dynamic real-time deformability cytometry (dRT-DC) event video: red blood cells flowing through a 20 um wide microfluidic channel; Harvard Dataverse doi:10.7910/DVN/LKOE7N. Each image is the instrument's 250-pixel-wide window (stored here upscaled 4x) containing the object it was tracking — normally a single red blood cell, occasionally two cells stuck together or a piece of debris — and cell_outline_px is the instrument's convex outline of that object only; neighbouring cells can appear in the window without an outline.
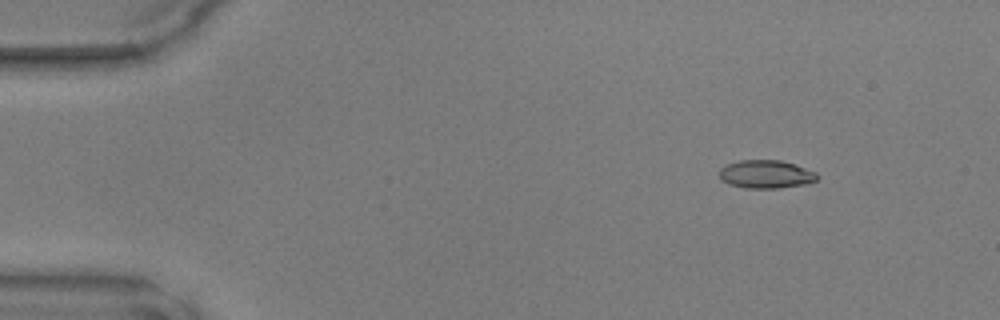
{"species": "common noctule bat (a hibernating species)", "species_latin": "Nyctalus noctula", "temperature_condition": "warm", "stored_images_in_passage": 14, "camera_frame_rate_fps": 3000, "um_per_image_px": 0.085, "animal": {"sex": "male", "body_mass_g": 17.9, "forearm_length_mm": 54.2}, "frame": {"image": 1, "passage_image": 5, "time_ms": 1.333, "image_size_px": [1000, 320], "cell_outline_px": [[820, 176], [816, 180], [804, 184], [780, 188], [744, 188], [728, 184], [720, 180], [720, 168], [728, 164], [740, 160], [780, 160], [796, 164], [816, 172]], "centroid_in_image_um": [65.11, 14.81], "position_along_channel_um": 19.9, "area_um2": 16.18}}
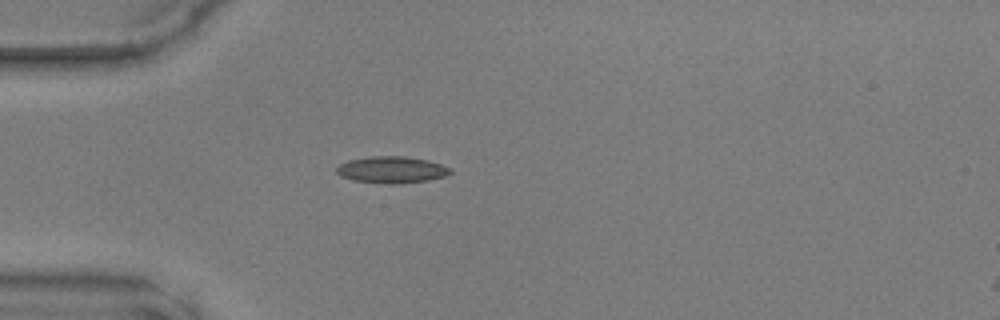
{"frame": {"image": 2, "passage_image": 13, "time_ms": 4.0, "image_size_px": [1000, 320], "cell_outline_px": [[452, 172], [444, 176], [428, 180], [396, 184], [392, 184], [352, 180], [340, 176], [336, 172], [336, 168], [340, 164], [348, 160], [368, 156], [404, 156], [428, 160], [440, 164], [448, 168]], "centroid_in_image_um": [33.25, 14.42], "position_along_channel_um": 51.8, "area_um2": 17.57}}